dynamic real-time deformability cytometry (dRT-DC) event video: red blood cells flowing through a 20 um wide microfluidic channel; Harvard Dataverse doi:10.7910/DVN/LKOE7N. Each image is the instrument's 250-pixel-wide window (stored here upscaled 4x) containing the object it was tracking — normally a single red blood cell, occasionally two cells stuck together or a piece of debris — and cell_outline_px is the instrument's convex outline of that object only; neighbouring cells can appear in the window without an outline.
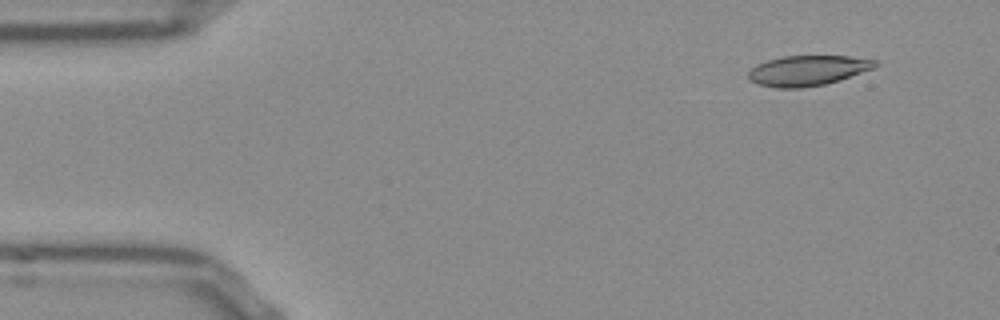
{"species": "Egyptian fruit bat (a non-hibernating species)", "species_latin": "Rousettus aegyptiacus", "temperature_condition": "room temperature", "stored_images_in_passage": 7, "camera_frame_rate_fps": 3000, "um_per_image_px": 0.085, "frame": {"image": 1, "passage_image": 1, "time_ms": 0.0, "image_size_px": [1000, 320], "cell_outline_px": [[880, 64], [876, 68], [840, 80], [824, 84], [800, 88], [776, 88], [756, 84], [748, 76], [748, 72], [756, 64], [768, 60], [784, 56], [848, 56], [880, 60]], "centroid_in_image_um": [68.72, 5.99], "position_along_channel_um": 16.3, "area_um2": 22.54}}